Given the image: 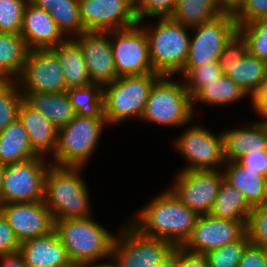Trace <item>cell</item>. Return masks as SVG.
<instances>
[{
  "mask_svg": "<svg viewBox=\"0 0 267 267\" xmlns=\"http://www.w3.org/2000/svg\"><path fill=\"white\" fill-rule=\"evenodd\" d=\"M198 216L167 189L147 204L131 224L148 237L181 247L191 235Z\"/></svg>",
  "mask_w": 267,
  "mask_h": 267,
  "instance_id": "cell-1",
  "label": "cell"
},
{
  "mask_svg": "<svg viewBox=\"0 0 267 267\" xmlns=\"http://www.w3.org/2000/svg\"><path fill=\"white\" fill-rule=\"evenodd\" d=\"M81 169L50 164L44 180L43 201L54 221L91 216L88 188L79 174Z\"/></svg>",
  "mask_w": 267,
  "mask_h": 267,
  "instance_id": "cell-2",
  "label": "cell"
},
{
  "mask_svg": "<svg viewBox=\"0 0 267 267\" xmlns=\"http://www.w3.org/2000/svg\"><path fill=\"white\" fill-rule=\"evenodd\" d=\"M91 217L55 221L56 234L77 266L112 257L115 236Z\"/></svg>",
  "mask_w": 267,
  "mask_h": 267,
  "instance_id": "cell-3",
  "label": "cell"
},
{
  "mask_svg": "<svg viewBox=\"0 0 267 267\" xmlns=\"http://www.w3.org/2000/svg\"><path fill=\"white\" fill-rule=\"evenodd\" d=\"M155 29L145 28L151 64L161 76L178 74L185 66L190 47L189 27L170 17L159 18Z\"/></svg>",
  "mask_w": 267,
  "mask_h": 267,
  "instance_id": "cell-4",
  "label": "cell"
},
{
  "mask_svg": "<svg viewBox=\"0 0 267 267\" xmlns=\"http://www.w3.org/2000/svg\"><path fill=\"white\" fill-rule=\"evenodd\" d=\"M160 77L158 73L121 76L104 85L103 114L107 123L122 122L130 117L141 119L149 92Z\"/></svg>",
  "mask_w": 267,
  "mask_h": 267,
  "instance_id": "cell-5",
  "label": "cell"
},
{
  "mask_svg": "<svg viewBox=\"0 0 267 267\" xmlns=\"http://www.w3.org/2000/svg\"><path fill=\"white\" fill-rule=\"evenodd\" d=\"M194 112L183 81L181 84L171 80V76H161L149 92L141 119L164 126H183L191 121Z\"/></svg>",
  "mask_w": 267,
  "mask_h": 267,
  "instance_id": "cell-6",
  "label": "cell"
},
{
  "mask_svg": "<svg viewBox=\"0 0 267 267\" xmlns=\"http://www.w3.org/2000/svg\"><path fill=\"white\" fill-rule=\"evenodd\" d=\"M107 124L105 118L75 116L71 122L58 129L54 162L59 167H84L95 151L99 136Z\"/></svg>",
  "mask_w": 267,
  "mask_h": 267,
  "instance_id": "cell-7",
  "label": "cell"
},
{
  "mask_svg": "<svg viewBox=\"0 0 267 267\" xmlns=\"http://www.w3.org/2000/svg\"><path fill=\"white\" fill-rule=\"evenodd\" d=\"M127 226L115 235L112 246V257L119 267H154L176 249L169 241L142 234L131 222Z\"/></svg>",
  "mask_w": 267,
  "mask_h": 267,
  "instance_id": "cell-8",
  "label": "cell"
},
{
  "mask_svg": "<svg viewBox=\"0 0 267 267\" xmlns=\"http://www.w3.org/2000/svg\"><path fill=\"white\" fill-rule=\"evenodd\" d=\"M196 30L190 38V47L183 69H192L218 61L223 48L238 31L233 11H226L220 16L191 27Z\"/></svg>",
  "mask_w": 267,
  "mask_h": 267,
  "instance_id": "cell-9",
  "label": "cell"
},
{
  "mask_svg": "<svg viewBox=\"0 0 267 267\" xmlns=\"http://www.w3.org/2000/svg\"><path fill=\"white\" fill-rule=\"evenodd\" d=\"M43 156L4 165L1 187L2 204L38 202L44 199V180L49 165Z\"/></svg>",
  "mask_w": 267,
  "mask_h": 267,
  "instance_id": "cell-10",
  "label": "cell"
},
{
  "mask_svg": "<svg viewBox=\"0 0 267 267\" xmlns=\"http://www.w3.org/2000/svg\"><path fill=\"white\" fill-rule=\"evenodd\" d=\"M117 75L133 76L155 73L150 60L146 31L139 23L130 28L109 31Z\"/></svg>",
  "mask_w": 267,
  "mask_h": 267,
  "instance_id": "cell-11",
  "label": "cell"
},
{
  "mask_svg": "<svg viewBox=\"0 0 267 267\" xmlns=\"http://www.w3.org/2000/svg\"><path fill=\"white\" fill-rule=\"evenodd\" d=\"M22 93L66 92L63 69L50 49L29 50L22 72L15 80Z\"/></svg>",
  "mask_w": 267,
  "mask_h": 267,
  "instance_id": "cell-12",
  "label": "cell"
},
{
  "mask_svg": "<svg viewBox=\"0 0 267 267\" xmlns=\"http://www.w3.org/2000/svg\"><path fill=\"white\" fill-rule=\"evenodd\" d=\"M175 140V148L190 164L183 170H217V165L226 164L224 159L223 135H214L199 125L189 127Z\"/></svg>",
  "mask_w": 267,
  "mask_h": 267,
  "instance_id": "cell-13",
  "label": "cell"
},
{
  "mask_svg": "<svg viewBox=\"0 0 267 267\" xmlns=\"http://www.w3.org/2000/svg\"><path fill=\"white\" fill-rule=\"evenodd\" d=\"M176 177L174 188L170 189L178 199L198 215L209 214L224 174L219 170H181Z\"/></svg>",
  "mask_w": 267,
  "mask_h": 267,
  "instance_id": "cell-14",
  "label": "cell"
},
{
  "mask_svg": "<svg viewBox=\"0 0 267 267\" xmlns=\"http://www.w3.org/2000/svg\"><path fill=\"white\" fill-rule=\"evenodd\" d=\"M86 31L109 32L137 25L133 0H78Z\"/></svg>",
  "mask_w": 267,
  "mask_h": 267,
  "instance_id": "cell-15",
  "label": "cell"
},
{
  "mask_svg": "<svg viewBox=\"0 0 267 267\" xmlns=\"http://www.w3.org/2000/svg\"><path fill=\"white\" fill-rule=\"evenodd\" d=\"M247 222L199 215L191 235L181 247L191 253L205 254L241 239L247 233Z\"/></svg>",
  "mask_w": 267,
  "mask_h": 267,
  "instance_id": "cell-16",
  "label": "cell"
},
{
  "mask_svg": "<svg viewBox=\"0 0 267 267\" xmlns=\"http://www.w3.org/2000/svg\"><path fill=\"white\" fill-rule=\"evenodd\" d=\"M0 211L20 243L49 234L55 229L53 215L44 201L5 203L1 205Z\"/></svg>",
  "mask_w": 267,
  "mask_h": 267,
  "instance_id": "cell-17",
  "label": "cell"
},
{
  "mask_svg": "<svg viewBox=\"0 0 267 267\" xmlns=\"http://www.w3.org/2000/svg\"><path fill=\"white\" fill-rule=\"evenodd\" d=\"M75 37L74 35V40L82 49L88 74L93 83L104 86L119 78L115 69L109 32L87 31Z\"/></svg>",
  "mask_w": 267,
  "mask_h": 267,
  "instance_id": "cell-18",
  "label": "cell"
},
{
  "mask_svg": "<svg viewBox=\"0 0 267 267\" xmlns=\"http://www.w3.org/2000/svg\"><path fill=\"white\" fill-rule=\"evenodd\" d=\"M20 35L29 50L51 49L68 38H73L68 36L63 38L64 34L50 13L33 5L30 1L24 10Z\"/></svg>",
  "mask_w": 267,
  "mask_h": 267,
  "instance_id": "cell-19",
  "label": "cell"
},
{
  "mask_svg": "<svg viewBox=\"0 0 267 267\" xmlns=\"http://www.w3.org/2000/svg\"><path fill=\"white\" fill-rule=\"evenodd\" d=\"M19 251L27 267H64L72 264L55 229L49 234L21 242Z\"/></svg>",
  "mask_w": 267,
  "mask_h": 267,
  "instance_id": "cell-20",
  "label": "cell"
},
{
  "mask_svg": "<svg viewBox=\"0 0 267 267\" xmlns=\"http://www.w3.org/2000/svg\"><path fill=\"white\" fill-rule=\"evenodd\" d=\"M18 119L28 133L32 149L39 156L50 150L55 153L58 128L24 99L19 108Z\"/></svg>",
  "mask_w": 267,
  "mask_h": 267,
  "instance_id": "cell-21",
  "label": "cell"
},
{
  "mask_svg": "<svg viewBox=\"0 0 267 267\" xmlns=\"http://www.w3.org/2000/svg\"><path fill=\"white\" fill-rule=\"evenodd\" d=\"M223 148L225 162L237 161L248 152L267 150V128L257 124L224 131Z\"/></svg>",
  "mask_w": 267,
  "mask_h": 267,
  "instance_id": "cell-22",
  "label": "cell"
},
{
  "mask_svg": "<svg viewBox=\"0 0 267 267\" xmlns=\"http://www.w3.org/2000/svg\"><path fill=\"white\" fill-rule=\"evenodd\" d=\"M219 64L223 74L229 76L252 98L260 89L267 74V61L248 52L240 61Z\"/></svg>",
  "mask_w": 267,
  "mask_h": 267,
  "instance_id": "cell-23",
  "label": "cell"
},
{
  "mask_svg": "<svg viewBox=\"0 0 267 267\" xmlns=\"http://www.w3.org/2000/svg\"><path fill=\"white\" fill-rule=\"evenodd\" d=\"M63 69L66 88L83 87L92 84L84 55L79 44L72 38L50 49Z\"/></svg>",
  "mask_w": 267,
  "mask_h": 267,
  "instance_id": "cell-24",
  "label": "cell"
},
{
  "mask_svg": "<svg viewBox=\"0 0 267 267\" xmlns=\"http://www.w3.org/2000/svg\"><path fill=\"white\" fill-rule=\"evenodd\" d=\"M227 164L223 172L225 180L242 192L252 207L266 204L267 178L259 172L244 170L236 161Z\"/></svg>",
  "mask_w": 267,
  "mask_h": 267,
  "instance_id": "cell-25",
  "label": "cell"
},
{
  "mask_svg": "<svg viewBox=\"0 0 267 267\" xmlns=\"http://www.w3.org/2000/svg\"><path fill=\"white\" fill-rule=\"evenodd\" d=\"M22 94L31 107L42 113L58 129L71 122L76 116L66 92Z\"/></svg>",
  "mask_w": 267,
  "mask_h": 267,
  "instance_id": "cell-26",
  "label": "cell"
},
{
  "mask_svg": "<svg viewBox=\"0 0 267 267\" xmlns=\"http://www.w3.org/2000/svg\"><path fill=\"white\" fill-rule=\"evenodd\" d=\"M37 156L19 119L0 132V164L23 162Z\"/></svg>",
  "mask_w": 267,
  "mask_h": 267,
  "instance_id": "cell-27",
  "label": "cell"
},
{
  "mask_svg": "<svg viewBox=\"0 0 267 267\" xmlns=\"http://www.w3.org/2000/svg\"><path fill=\"white\" fill-rule=\"evenodd\" d=\"M252 208L244 194L224 179L209 214L230 221H248Z\"/></svg>",
  "mask_w": 267,
  "mask_h": 267,
  "instance_id": "cell-28",
  "label": "cell"
},
{
  "mask_svg": "<svg viewBox=\"0 0 267 267\" xmlns=\"http://www.w3.org/2000/svg\"><path fill=\"white\" fill-rule=\"evenodd\" d=\"M226 12L221 0H177L170 18L185 26L194 27Z\"/></svg>",
  "mask_w": 267,
  "mask_h": 267,
  "instance_id": "cell-29",
  "label": "cell"
},
{
  "mask_svg": "<svg viewBox=\"0 0 267 267\" xmlns=\"http://www.w3.org/2000/svg\"><path fill=\"white\" fill-rule=\"evenodd\" d=\"M28 51L20 34L0 32V73L15 81L22 72Z\"/></svg>",
  "mask_w": 267,
  "mask_h": 267,
  "instance_id": "cell-30",
  "label": "cell"
},
{
  "mask_svg": "<svg viewBox=\"0 0 267 267\" xmlns=\"http://www.w3.org/2000/svg\"><path fill=\"white\" fill-rule=\"evenodd\" d=\"M77 116L105 118L103 114V86L92 83L66 91Z\"/></svg>",
  "mask_w": 267,
  "mask_h": 267,
  "instance_id": "cell-31",
  "label": "cell"
},
{
  "mask_svg": "<svg viewBox=\"0 0 267 267\" xmlns=\"http://www.w3.org/2000/svg\"><path fill=\"white\" fill-rule=\"evenodd\" d=\"M247 94L227 75L208 83L193 98L192 105L201 101L212 105H227L239 101Z\"/></svg>",
  "mask_w": 267,
  "mask_h": 267,
  "instance_id": "cell-32",
  "label": "cell"
},
{
  "mask_svg": "<svg viewBox=\"0 0 267 267\" xmlns=\"http://www.w3.org/2000/svg\"><path fill=\"white\" fill-rule=\"evenodd\" d=\"M49 13L63 34L74 32L79 36L87 32L80 18L78 0H58Z\"/></svg>",
  "mask_w": 267,
  "mask_h": 267,
  "instance_id": "cell-33",
  "label": "cell"
},
{
  "mask_svg": "<svg viewBox=\"0 0 267 267\" xmlns=\"http://www.w3.org/2000/svg\"><path fill=\"white\" fill-rule=\"evenodd\" d=\"M247 45V52L267 61V18L247 24H237Z\"/></svg>",
  "mask_w": 267,
  "mask_h": 267,
  "instance_id": "cell-34",
  "label": "cell"
},
{
  "mask_svg": "<svg viewBox=\"0 0 267 267\" xmlns=\"http://www.w3.org/2000/svg\"><path fill=\"white\" fill-rule=\"evenodd\" d=\"M180 73L184 77L183 83L191 98L208 83L218 80L223 75L218 61L192 69H182Z\"/></svg>",
  "mask_w": 267,
  "mask_h": 267,
  "instance_id": "cell-35",
  "label": "cell"
},
{
  "mask_svg": "<svg viewBox=\"0 0 267 267\" xmlns=\"http://www.w3.org/2000/svg\"><path fill=\"white\" fill-rule=\"evenodd\" d=\"M250 242L247 233L239 240L203 254L208 267H237Z\"/></svg>",
  "mask_w": 267,
  "mask_h": 267,
  "instance_id": "cell-36",
  "label": "cell"
},
{
  "mask_svg": "<svg viewBox=\"0 0 267 267\" xmlns=\"http://www.w3.org/2000/svg\"><path fill=\"white\" fill-rule=\"evenodd\" d=\"M23 99V94L15 81H11L0 92V132L18 119Z\"/></svg>",
  "mask_w": 267,
  "mask_h": 267,
  "instance_id": "cell-37",
  "label": "cell"
},
{
  "mask_svg": "<svg viewBox=\"0 0 267 267\" xmlns=\"http://www.w3.org/2000/svg\"><path fill=\"white\" fill-rule=\"evenodd\" d=\"M29 0H0V32L20 34Z\"/></svg>",
  "mask_w": 267,
  "mask_h": 267,
  "instance_id": "cell-38",
  "label": "cell"
},
{
  "mask_svg": "<svg viewBox=\"0 0 267 267\" xmlns=\"http://www.w3.org/2000/svg\"><path fill=\"white\" fill-rule=\"evenodd\" d=\"M246 230L251 243L267 247V203L252 208Z\"/></svg>",
  "mask_w": 267,
  "mask_h": 267,
  "instance_id": "cell-39",
  "label": "cell"
},
{
  "mask_svg": "<svg viewBox=\"0 0 267 267\" xmlns=\"http://www.w3.org/2000/svg\"><path fill=\"white\" fill-rule=\"evenodd\" d=\"M177 0H133V9L139 24L144 16L149 17H171Z\"/></svg>",
  "mask_w": 267,
  "mask_h": 267,
  "instance_id": "cell-40",
  "label": "cell"
},
{
  "mask_svg": "<svg viewBox=\"0 0 267 267\" xmlns=\"http://www.w3.org/2000/svg\"><path fill=\"white\" fill-rule=\"evenodd\" d=\"M233 14L237 24L267 18V0H243Z\"/></svg>",
  "mask_w": 267,
  "mask_h": 267,
  "instance_id": "cell-41",
  "label": "cell"
},
{
  "mask_svg": "<svg viewBox=\"0 0 267 267\" xmlns=\"http://www.w3.org/2000/svg\"><path fill=\"white\" fill-rule=\"evenodd\" d=\"M247 53L246 41L237 31L223 48L218 59L219 63H233L240 61Z\"/></svg>",
  "mask_w": 267,
  "mask_h": 267,
  "instance_id": "cell-42",
  "label": "cell"
},
{
  "mask_svg": "<svg viewBox=\"0 0 267 267\" xmlns=\"http://www.w3.org/2000/svg\"><path fill=\"white\" fill-rule=\"evenodd\" d=\"M20 242L10 227L4 214L0 211V256L18 251Z\"/></svg>",
  "mask_w": 267,
  "mask_h": 267,
  "instance_id": "cell-43",
  "label": "cell"
},
{
  "mask_svg": "<svg viewBox=\"0 0 267 267\" xmlns=\"http://www.w3.org/2000/svg\"><path fill=\"white\" fill-rule=\"evenodd\" d=\"M237 267H267L264 247L249 242Z\"/></svg>",
  "mask_w": 267,
  "mask_h": 267,
  "instance_id": "cell-44",
  "label": "cell"
},
{
  "mask_svg": "<svg viewBox=\"0 0 267 267\" xmlns=\"http://www.w3.org/2000/svg\"><path fill=\"white\" fill-rule=\"evenodd\" d=\"M244 170H252L267 178V150L248 152L236 161Z\"/></svg>",
  "mask_w": 267,
  "mask_h": 267,
  "instance_id": "cell-45",
  "label": "cell"
},
{
  "mask_svg": "<svg viewBox=\"0 0 267 267\" xmlns=\"http://www.w3.org/2000/svg\"><path fill=\"white\" fill-rule=\"evenodd\" d=\"M180 267H208L203 254L191 253L180 247Z\"/></svg>",
  "mask_w": 267,
  "mask_h": 267,
  "instance_id": "cell-46",
  "label": "cell"
},
{
  "mask_svg": "<svg viewBox=\"0 0 267 267\" xmlns=\"http://www.w3.org/2000/svg\"><path fill=\"white\" fill-rule=\"evenodd\" d=\"M0 259L2 267H27L19 250L0 256Z\"/></svg>",
  "mask_w": 267,
  "mask_h": 267,
  "instance_id": "cell-47",
  "label": "cell"
},
{
  "mask_svg": "<svg viewBox=\"0 0 267 267\" xmlns=\"http://www.w3.org/2000/svg\"><path fill=\"white\" fill-rule=\"evenodd\" d=\"M252 105L255 111L265 118V120L257 121L256 123L267 128V99H252Z\"/></svg>",
  "mask_w": 267,
  "mask_h": 267,
  "instance_id": "cell-48",
  "label": "cell"
},
{
  "mask_svg": "<svg viewBox=\"0 0 267 267\" xmlns=\"http://www.w3.org/2000/svg\"><path fill=\"white\" fill-rule=\"evenodd\" d=\"M154 267H180V247H176L163 262Z\"/></svg>",
  "mask_w": 267,
  "mask_h": 267,
  "instance_id": "cell-49",
  "label": "cell"
},
{
  "mask_svg": "<svg viewBox=\"0 0 267 267\" xmlns=\"http://www.w3.org/2000/svg\"><path fill=\"white\" fill-rule=\"evenodd\" d=\"M33 5L50 12L52 7L56 5L58 0H29Z\"/></svg>",
  "mask_w": 267,
  "mask_h": 267,
  "instance_id": "cell-50",
  "label": "cell"
},
{
  "mask_svg": "<svg viewBox=\"0 0 267 267\" xmlns=\"http://www.w3.org/2000/svg\"><path fill=\"white\" fill-rule=\"evenodd\" d=\"M110 261H108V263H99L97 264L95 262L92 263H85L82 265H79L78 267H119L118 263L113 259V257H110Z\"/></svg>",
  "mask_w": 267,
  "mask_h": 267,
  "instance_id": "cell-51",
  "label": "cell"
},
{
  "mask_svg": "<svg viewBox=\"0 0 267 267\" xmlns=\"http://www.w3.org/2000/svg\"><path fill=\"white\" fill-rule=\"evenodd\" d=\"M251 99H267V74L265 76L264 81L262 82L260 89Z\"/></svg>",
  "mask_w": 267,
  "mask_h": 267,
  "instance_id": "cell-52",
  "label": "cell"
},
{
  "mask_svg": "<svg viewBox=\"0 0 267 267\" xmlns=\"http://www.w3.org/2000/svg\"><path fill=\"white\" fill-rule=\"evenodd\" d=\"M243 0H221L223 7L226 11H234Z\"/></svg>",
  "mask_w": 267,
  "mask_h": 267,
  "instance_id": "cell-53",
  "label": "cell"
},
{
  "mask_svg": "<svg viewBox=\"0 0 267 267\" xmlns=\"http://www.w3.org/2000/svg\"><path fill=\"white\" fill-rule=\"evenodd\" d=\"M11 81L0 73V92L10 83Z\"/></svg>",
  "mask_w": 267,
  "mask_h": 267,
  "instance_id": "cell-54",
  "label": "cell"
},
{
  "mask_svg": "<svg viewBox=\"0 0 267 267\" xmlns=\"http://www.w3.org/2000/svg\"><path fill=\"white\" fill-rule=\"evenodd\" d=\"M3 174H4V165L0 164V208H1V205H2L1 187H2Z\"/></svg>",
  "mask_w": 267,
  "mask_h": 267,
  "instance_id": "cell-55",
  "label": "cell"
},
{
  "mask_svg": "<svg viewBox=\"0 0 267 267\" xmlns=\"http://www.w3.org/2000/svg\"><path fill=\"white\" fill-rule=\"evenodd\" d=\"M64 267H78V266L72 263L71 265L64 266Z\"/></svg>",
  "mask_w": 267,
  "mask_h": 267,
  "instance_id": "cell-56",
  "label": "cell"
},
{
  "mask_svg": "<svg viewBox=\"0 0 267 267\" xmlns=\"http://www.w3.org/2000/svg\"><path fill=\"white\" fill-rule=\"evenodd\" d=\"M264 251H265V254H266V257H267V247H264Z\"/></svg>",
  "mask_w": 267,
  "mask_h": 267,
  "instance_id": "cell-57",
  "label": "cell"
}]
</instances>
